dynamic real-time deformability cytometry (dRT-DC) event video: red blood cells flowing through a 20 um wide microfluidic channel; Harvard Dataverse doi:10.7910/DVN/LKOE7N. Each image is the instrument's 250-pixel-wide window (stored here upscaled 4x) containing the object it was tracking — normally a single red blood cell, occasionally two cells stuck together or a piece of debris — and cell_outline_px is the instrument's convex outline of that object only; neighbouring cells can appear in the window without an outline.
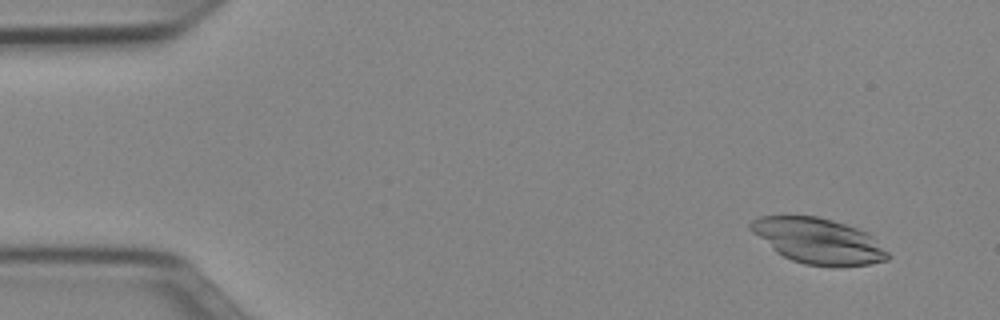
{"species": "Egyptian fruit bat (a non-hibernating species)", "species_latin": "Rousettus aegyptiacus", "temperature_condition": "cold", "stored_images_in_passage": 52, "camera_frame_rate_fps": 3000, "um_per_image_px": 0.085, "animal": {"sex": "female"}, "frame": {"image": 1, "passage_image": 4, "time_ms": 1.0, "image_size_px": [1000, 320], "cell_outline_px": [[892, 256], [888, 260], [868, 264], [840, 268], [832, 268], [804, 264], [792, 260], [776, 252], [752, 232], [748, 228], [748, 224], [752, 220], [760, 216], [816, 216], [832, 220], [868, 232]], "centroid_in_image_um": [69.57, 20.5], "position_along_channel_um": 15.4, "area_um2": 36.65}}